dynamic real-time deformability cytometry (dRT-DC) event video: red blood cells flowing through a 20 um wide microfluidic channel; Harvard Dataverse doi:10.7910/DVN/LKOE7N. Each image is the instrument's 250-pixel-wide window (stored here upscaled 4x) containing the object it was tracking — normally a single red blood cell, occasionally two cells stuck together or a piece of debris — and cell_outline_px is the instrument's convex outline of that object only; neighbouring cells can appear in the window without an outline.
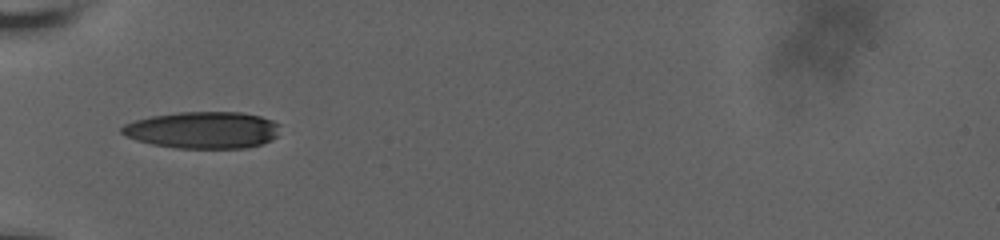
{"species": "human", "species_latin": "Homo sapiens", "temperature_condition": "room temperature", "stored_images_in_passage": 59, "camera_frame_rate_fps": 3000, "um_per_image_px": 0.085, "donor": {"sex": "male"}, "frame": {"image": 1, "passage_image": 1, "time_ms": 0.0, "image_size_px": [1000, 240], "cell_outline_px": [[280, 124], [276, 136], [272, 140], [248, 148], [176, 148], [152, 144], [136, 140], [120, 132], [120, 128], [124, 124], [136, 120], [152, 116], [180, 112], [240, 112], [260, 116], [272, 120]], "centroid_in_image_um": [17.25, 11.05], "position_along_channel_um": 67.7, "area_um2": 33.93}}
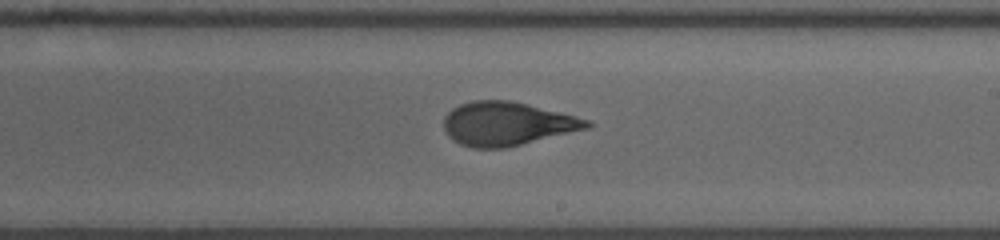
{"frame": {"image": 2, "passage_image": 24, "time_ms": 5.0, "image_size_px": [1000, 240], "cell_outline_px": [[596, 124], [588, 128], [504, 148], [472, 148], [460, 144], [444, 128], [444, 116], [452, 108], [460, 104], [472, 100], [512, 100], [576, 116], [588, 120]], "centroid_in_image_um": [43.11, 10.5], "position_along_channel_um": 245.9, "area_um2": 36.07}}
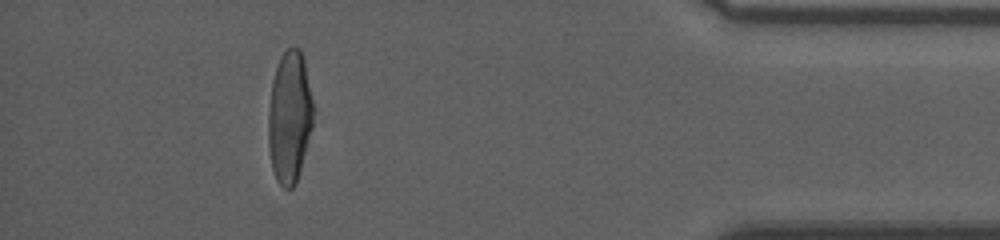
{"frame": {"image": 3, "passage_image": 51, "time_ms": 10.667, "image_size_px": [1000, 240], "cell_outline_px": [[316, 112], [312, 128], [296, 184], [292, 188], [284, 188], [276, 180], [272, 168], [268, 144], [268, 112], [272, 80], [280, 56], [292, 44], [300, 48], [304, 56], [316, 108]], "centroid_in_image_um": [24.65, 9.88], "position_along_channel_um": 410.6, "area_um2": 35.6}, "authors_computed_cell_mechanics": {"area_um2": 36.3562, "velocity_mm_per_s": 3.6642, "shape_relaxation_time_tau1_ms": 4.7692, "shape_relaxation_time_tau2_ms": 1.2323, "deformation_change_tau1": 0.188, "deformation_change_tau2": 0.087}}